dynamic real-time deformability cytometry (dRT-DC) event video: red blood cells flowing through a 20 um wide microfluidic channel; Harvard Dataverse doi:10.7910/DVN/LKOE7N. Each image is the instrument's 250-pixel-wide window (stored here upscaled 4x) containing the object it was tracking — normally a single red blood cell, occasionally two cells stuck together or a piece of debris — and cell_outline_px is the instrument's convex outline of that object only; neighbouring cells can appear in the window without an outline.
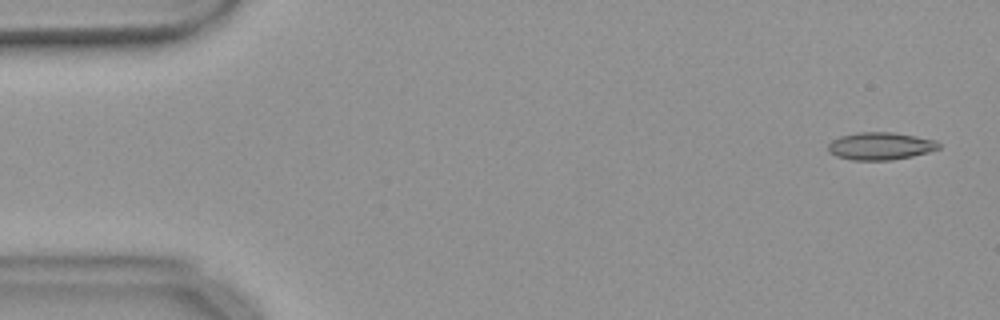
{"species": "common noctule bat (a hibernating species)", "species_latin": "Nyctalus noctula", "temperature_condition": "warm", "stored_images_in_passage": 54, "camera_frame_rate_fps": 3000, "um_per_image_px": 0.085, "animal": {"sex": "female", "body_mass_g": 18.4}, "frame": {"image": 1, "passage_image": 2, "time_ms": 0.333, "image_size_px": [1000, 320], "cell_outline_px": [[940, 148], [928, 152], [912, 156], [892, 160], [852, 160], [836, 156], [828, 152], [828, 144], [832, 140], [840, 136], [856, 132], [892, 132], [916, 136], [936, 140], [940, 144]], "centroid_in_image_um": [74.82, 12.41], "position_along_channel_um": 10.2, "area_um2": 17.86}}
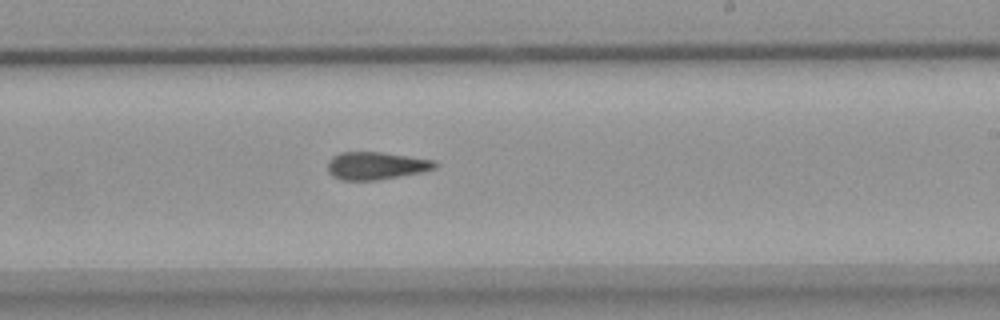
{"frame": {"image": 2, "passage_image": 32, "time_ms": 10.333, "image_size_px": [1000, 320], "cell_outline_px": [[440, 164], [436, 168], [424, 172], [380, 180], [340, 180], [332, 176], [328, 172], [328, 160], [332, 156], [340, 152], [384, 152], [436, 160]], "centroid_in_image_um": [32.01, 14.08], "position_along_channel_um": 257.0, "area_um2": 17.74}}
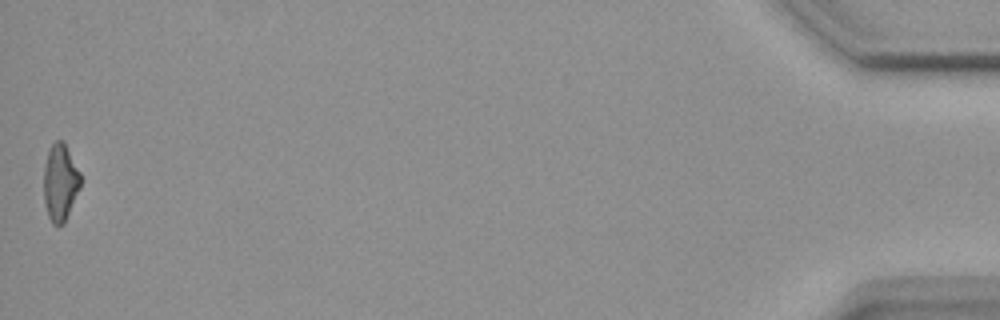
{"frame": {"image": 3, "passage_image": 54, "time_ms": 17.667, "image_size_px": [1000, 320], "cell_outline_px": [[80, 188], [64, 224], [52, 224], [48, 216], [44, 200], [44, 164], [48, 152], [52, 144], [56, 140], [64, 140], [80, 172]], "centroid_in_image_um": [5.12, 15.49], "position_along_channel_um": 430.1, "area_um2": 16.53}}